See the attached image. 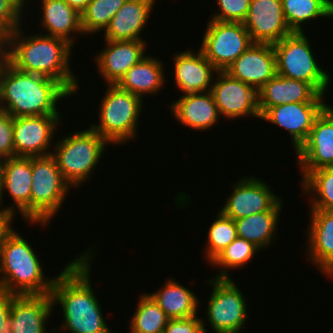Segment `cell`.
<instances>
[{
    "label": "cell",
    "instance_id": "1",
    "mask_svg": "<svg viewBox=\"0 0 333 333\" xmlns=\"http://www.w3.org/2000/svg\"><path fill=\"white\" fill-rule=\"evenodd\" d=\"M93 250L90 246L55 276L51 297L55 307L60 304L64 319L57 330L63 329L71 333H113L103 318L102 306L92 288L90 272L95 258Z\"/></svg>",
    "mask_w": 333,
    "mask_h": 333
},
{
    "label": "cell",
    "instance_id": "2",
    "mask_svg": "<svg viewBox=\"0 0 333 333\" xmlns=\"http://www.w3.org/2000/svg\"><path fill=\"white\" fill-rule=\"evenodd\" d=\"M6 43L7 61L16 69L51 78L77 93L79 81L70 66L73 46L67 41L40 33L24 36L21 25L6 36Z\"/></svg>",
    "mask_w": 333,
    "mask_h": 333
},
{
    "label": "cell",
    "instance_id": "3",
    "mask_svg": "<svg viewBox=\"0 0 333 333\" xmlns=\"http://www.w3.org/2000/svg\"><path fill=\"white\" fill-rule=\"evenodd\" d=\"M69 96L73 95L60 82L20 71L8 61L1 70L0 109L13 118L60 115L57 105Z\"/></svg>",
    "mask_w": 333,
    "mask_h": 333
},
{
    "label": "cell",
    "instance_id": "4",
    "mask_svg": "<svg viewBox=\"0 0 333 333\" xmlns=\"http://www.w3.org/2000/svg\"><path fill=\"white\" fill-rule=\"evenodd\" d=\"M27 241L15 228L4 238L0 248V291L13 295L51 294L55 276L44 275L39 255Z\"/></svg>",
    "mask_w": 333,
    "mask_h": 333
},
{
    "label": "cell",
    "instance_id": "5",
    "mask_svg": "<svg viewBox=\"0 0 333 333\" xmlns=\"http://www.w3.org/2000/svg\"><path fill=\"white\" fill-rule=\"evenodd\" d=\"M51 155L64 180L73 188L89 181L110 143L90 127L58 139Z\"/></svg>",
    "mask_w": 333,
    "mask_h": 333
},
{
    "label": "cell",
    "instance_id": "6",
    "mask_svg": "<svg viewBox=\"0 0 333 333\" xmlns=\"http://www.w3.org/2000/svg\"><path fill=\"white\" fill-rule=\"evenodd\" d=\"M100 100L99 124L90 128L110 144L121 145L137 137L138 121L143 112V99L121 89L117 84H107ZM128 141V142H127Z\"/></svg>",
    "mask_w": 333,
    "mask_h": 333
},
{
    "label": "cell",
    "instance_id": "7",
    "mask_svg": "<svg viewBox=\"0 0 333 333\" xmlns=\"http://www.w3.org/2000/svg\"><path fill=\"white\" fill-rule=\"evenodd\" d=\"M30 224L48 227L72 188L50 155L31 157Z\"/></svg>",
    "mask_w": 333,
    "mask_h": 333
},
{
    "label": "cell",
    "instance_id": "8",
    "mask_svg": "<svg viewBox=\"0 0 333 333\" xmlns=\"http://www.w3.org/2000/svg\"><path fill=\"white\" fill-rule=\"evenodd\" d=\"M278 75L305 81L321 95L331 82L329 72L323 69L312 53L310 38L303 32H293L273 44Z\"/></svg>",
    "mask_w": 333,
    "mask_h": 333
},
{
    "label": "cell",
    "instance_id": "9",
    "mask_svg": "<svg viewBox=\"0 0 333 333\" xmlns=\"http://www.w3.org/2000/svg\"><path fill=\"white\" fill-rule=\"evenodd\" d=\"M212 293L206 310V321L215 333H239L247 324L248 309L245 295L233 278H211Z\"/></svg>",
    "mask_w": 333,
    "mask_h": 333
},
{
    "label": "cell",
    "instance_id": "10",
    "mask_svg": "<svg viewBox=\"0 0 333 333\" xmlns=\"http://www.w3.org/2000/svg\"><path fill=\"white\" fill-rule=\"evenodd\" d=\"M209 20L199 50L218 71H225L253 42L243 22Z\"/></svg>",
    "mask_w": 333,
    "mask_h": 333
},
{
    "label": "cell",
    "instance_id": "11",
    "mask_svg": "<svg viewBox=\"0 0 333 333\" xmlns=\"http://www.w3.org/2000/svg\"><path fill=\"white\" fill-rule=\"evenodd\" d=\"M61 115H38L13 118L14 157H37L52 153L55 130ZM50 150V151H49Z\"/></svg>",
    "mask_w": 333,
    "mask_h": 333
},
{
    "label": "cell",
    "instance_id": "12",
    "mask_svg": "<svg viewBox=\"0 0 333 333\" xmlns=\"http://www.w3.org/2000/svg\"><path fill=\"white\" fill-rule=\"evenodd\" d=\"M211 93L220 115L229 121L247 116L261 118L257 91L226 71L216 73Z\"/></svg>",
    "mask_w": 333,
    "mask_h": 333
},
{
    "label": "cell",
    "instance_id": "13",
    "mask_svg": "<svg viewBox=\"0 0 333 333\" xmlns=\"http://www.w3.org/2000/svg\"><path fill=\"white\" fill-rule=\"evenodd\" d=\"M230 187L233 190L219 210L233 220L268 211L281 199L255 176H243Z\"/></svg>",
    "mask_w": 333,
    "mask_h": 333
},
{
    "label": "cell",
    "instance_id": "14",
    "mask_svg": "<svg viewBox=\"0 0 333 333\" xmlns=\"http://www.w3.org/2000/svg\"><path fill=\"white\" fill-rule=\"evenodd\" d=\"M296 155L302 179L316 169L333 167V106L327 105L316 117Z\"/></svg>",
    "mask_w": 333,
    "mask_h": 333
},
{
    "label": "cell",
    "instance_id": "15",
    "mask_svg": "<svg viewBox=\"0 0 333 333\" xmlns=\"http://www.w3.org/2000/svg\"><path fill=\"white\" fill-rule=\"evenodd\" d=\"M244 27L253 43L275 44L292 34L282 7V0H251Z\"/></svg>",
    "mask_w": 333,
    "mask_h": 333
},
{
    "label": "cell",
    "instance_id": "16",
    "mask_svg": "<svg viewBox=\"0 0 333 333\" xmlns=\"http://www.w3.org/2000/svg\"><path fill=\"white\" fill-rule=\"evenodd\" d=\"M32 184L31 157H12L2 160L0 210L15 216L21 214L30 223V194ZM6 192L12 198V205L2 208V199ZM11 205V206H10ZM17 209H16V208Z\"/></svg>",
    "mask_w": 333,
    "mask_h": 333
},
{
    "label": "cell",
    "instance_id": "17",
    "mask_svg": "<svg viewBox=\"0 0 333 333\" xmlns=\"http://www.w3.org/2000/svg\"><path fill=\"white\" fill-rule=\"evenodd\" d=\"M326 103H288L270 107L260 119L289 132L295 152L306 142L314 120Z\"/></svg>",
    "mask_w": 333,
    "mask_h": 333
},
{
    "label": "cell",
    "instance_id": "18",
    "mask_svg": "<svg viewBox=\"0 0 333 333\" xmlns=\"http://www.w3.org/2000/svg\"><path fill=\"white\" fill-rule=\"evenodd\" d=\"M105 47L95 56L101 78L106 84H117L138 63L147 48L145 40H104Z\"/></svg>",
    "mask_w": 333,
    "mask_h": 333
},
{
    "label": "cell",
    "instance_id": "19",
    "mask_svg": "<svg viewBox=\"0 0 333 333\" xmlns=\"http://www.w3.org/2000/svg\"><path fill=\"white\" fill-rule=\"evenodd\" d=\"M225 71L258 91L277 74L273 45L253 43Z\"/></svg>",
    "mask_w": 333,
    "mask_h": 333
},
{
    "label": "cell",
    "instance_id": "20",
    "mask_svg": "<svg viewBox=\"0 0 333 333\" xmlns=\"http://www.w3.org/2000/svg\"><path fill=\"white\" fill-rule=\"evenodd\" d=\"M258 110L262 116L270 107L288 103H325L311 84L276 74L258 91Z\"/></svg>",
    "mask_w": 333,
    "mask_h": 333
},
{
    "label": "cell",
    "instance_id": "21",
    "mask_svg": "<svg viewBox=\"0 0 333 333\" xmlns=\"http://www.w3.org/2000/svg\"><path fill=\"white\" fill-rule=\"evenodd\" d=\"M174 54L173 76L176 87L183 94L211 91L214 75L218 70L203 53L187 49Z\"/></svg>",
    "mask_w": 333,
    "mask_h": 333
},
{
    "label": "cell",
    "instance_id": "22",
    "mask_svg": "<svg viewBox=\"0 0 333 333\" xmlns=\"http://www.w3.org/2000/svg\"><path fill=\"white\" fill-rule=\"evenodd\" d=\"M308 259L320 273L333 278V211L309 209Z\"/></svg>",
    "mask_w": 333,
    "mask_h": 333
},
{
    "label": "cell",
    "instance_id": "23",
    "mask_svg": "<svg viewBox=\"0 0 333 333\" xmlns=\"http://www.w3.org/2000/svg\"><path fill=\"white\" fill-rule=\"evenodd\" d=\"M54 308L51 294H11L10 326L12 333H49L45 324Z\"/></svg>",
    "mask_w": 333,
    "mask_h": 333
},
{
    "label": "cell",
    "instance_id": "24",
    "mask_svg": "<svg viewBox=\"0 0 333 333\" xmlns=\"http://www.w3.org/2000/svg\"><path fill=\"white\" fill-rule=\"evenodd\" d=\"M169 108L181 126L193 130H209L221 118L211 91L183 94Z\"/></svg>",
    "mask_w": 333,
    "mask_h": 333
},
{
    "label": "cell",
    "instance_id": "25",
    "mask_svg": "<svg viewBox=\"0 0 333 333\" xmlns=\"http://www.w3.org/2000/svg\"><path fill=\"white\" fill-rule=\"evenodd\" d=\"M156 0H126L103 31L104 40H143ZM141 33V34H140Z\"/></svg>",
    "mask_w": 333,
    "mask_h": 333
},
{
    "label": "cell",
    "instance_id": "26",
    "mask_svg": "<svg viewBox=\"0 0 333 333\" xmlns=\"http://www.w3.org/2000/svg\"><path fill=\"white\" fill-rule=\"evenodd\" d=\"M41 2L43 14L40 24L44 29L41 34H45L46 30L45 35L61 38L74 46L75 34L83 35L81 14L64 0H40V4Z\"/></svg>",
    "mask_w": 333,
    "mask_h": 333
},
{
    "label": "cell",
    "instance_id": "27",
    "mask_svg": "<svg viewBox=\"0 0 333 333\" xmlns=\"http://www.w3.org/2000/svg\"><path fill=\"white\" fill-rule=\"evenodd\" d=\"M158 58L145 55L132 66L117 85L134 95H155L163 88L165 80L164 64Z\"/></svg>",
    "mask_w": 333,
    "mask_h": 333
},
{
    "label": "cell",
    "instance_id": "28",
    "mask_svg": "<svg viewBox=\"0 0 333 333\" xmlns=\"http://www.w3.org/2000/svg\"><path fill=\"white\" fill-rule=\"evenodd\" d=\"M282 198L268 211L252 214L248 217L236 219L237 236L252 242L261 250L276 241L280 214H282ZM276 235V236H275Z\"/></svg>",
    "mask_w": 333,
    "mask_h": 333
},
{
    "label": "cell",
    "instance_id": "29",
    "mask_svg": "<svg viewBox=\"0 0 333 333\" xmlns=\"http://www.w3.org/2000/svg\"><path fill=\"white\" fill-rule=\"evenodd\" d=\"M149 295L170 319L189 318L198 313L200 300L197 295L174 278L167 279L161 289Z\"/></svg>",
    "mask_w": 333,
    "mask_h": 333
},
{
    "label": "cell",
    "instance_id": "30",
    "mask_svg": "<svg viewBox=\"0 0 333 333\" xmlns=\"http://www.w3.org/2000/svg\"><path fill=\"white\" fill-rule=\"evenodd\" d=\"M283 14L292 32L303 33V24L333 17V0H282Z\"/></svg>",
    "mask_w": 333,
    "mask_h": 333
},
{
    "label": "cell",
    "instance_id": "31",
    "mask_svg": "<svg viewBox=\"0 0 333 333\" xmlns=\"http://www.w3.org/2000/svg\"><path fill=\"white\" fill-rule=\"evenodd\" d=\"M138 301L131 316L130 333H163L170 318L149 294L143 293Z\"/></svg>",
    "mask_w": 333,
    "mask_h": 333
},
{
    "label": "cell",
    "instance_id": "32",
    "mask_svg": "<svg viewBox=\"0 0 333 333\" xmlns=\"http://www.w3.org/2000/svg\"><path fill=\"white\" fill-rule=\"evenodd\" d=\"M302 181V192L312 194L310 209L333 211V167L311 171Z\"/></svg>",
    "mask_w": 333,
    "mask_h": 333
},
{
    "label": "cell",
    "instance_id": "33",
    "mask_svg": "<svg viewBox=\"0 0 333 333\" xmlns=\"http://www.w3.org/2000/svg\"><path fill=\"white\" fill-rule=\"evenodd\" d=\"M257 252H260V248L252 242L241 237L235 238L232 243L209 263L213 268L221 267L214 278H232L229 276V270L245 267L248 262L253 260Z\"/></svg>",
    "mask_w": 333,
    "mask_h": 333
},
{
    "label": "cell",
    "instance_id": "34",
    "mask_svg": "<svg viewBox=\"0 0 333 333\" xmlns=\"http://www.w3.org/2000/svg\"><path fill=\"white\" fill-rule=\"evenodd\" d=\"M125 2L126 0H91L81 13L83 34L94 35L105 30Z\"/></svg>",
    "mask_w": 333,
    "mask_h": 333
},
{
    "label": "cell",
    "instance_id": "35",
    "mask_svg": "<svg viewBox=\"0 0 333 333\" xmlns=\"http://www.w3.org/2000/svg\"><path fill=\"white\" fill-rule=\"evenodd\" d=\"M208 228L207 247L204 248L207 262H211L221 251L237 238L235 221L226 217L220 210Z\"/></svg>",
    "mask_w": 333,
    "mask_h": 333
},
{
    "label": "cell",
    "instance_id": "36",
    "mask_svg": "<svg viewBox=\"0 0 333 333\" xmlns=\"http://www.w3.org/2000/svg\"><path fill=\"white\" fill-rule=\"evenodd\" d=\"M27 0H0V35L7 36L21 26ZM23 8V9H22Z\"/></svg>",
    "mask_w": 333,
    "mask_h": 333
},
{
    "label": "cell",
    "instance_id": "37",
    "mask_svg": "<svg viewBox=\"0 0 333 333\" xmlns=\"http://www.w3.org/2000/svg\"><path fill=\"white\" fill-rule=\"evenodd\" d=\"M251 0H216L218 13L211 16V20L243 22L248 14Z\"/></svg>",
    "mask_w": 333,
    "mask_h": 333
},
{
    "label": "cell",
    "instance_id": "38",
    "mask_svg": "<svg viewBox=\"0 0 333 333\" xmlns=\"http://www.w3.org/2000/svg\"><path fill=\"white\" fill-rule=\"evenodd\" d=\"M14 157L13 117L0 109V159Z\"/></svg>",
    "mask_w": 333,
    "mask_h": 333
},
{
    "label": "cell",
    "instance_id": "39",
    "mask_svg": "<svg viewBox=\"0 0 333 333\" xmlns=\"http://www.w3.org/2000/svg\"><path fill=\"white\" fill-rule=\"evenodd\" d=\"M205 320L196 316L169 319L163 333H207Z\"/></svg>",
    "mask_w": 333,
    "mask_h": 333
},
{
    "label": "cell",
    "instance_id": "40",
    "mask_svg": "<svg viewBox=\"0 0 333 333\" xmlns=\"http://www.w3.org/2000/svg\"><path fill=\"white\" fill-rule=\"evenodd\" d=\"M11 294L0 291V333H12L10 326Z\"/></svg>",
    "mask_w": 333,
    "mask_h": 333
},
{
    "label": "cell",
    "instance_id": "41",
    "mask_svg": "<svg viewBox=\"0 0 333 333\" xmlns=\"http://www.w3.org/2000/svg\"><path fill=\"white\" fill-rule=\"evenodd\" d=\"M15 216L5 210H0V248L3 244L4 238L14 228L12 221Z\"/></svg>",
    "mask_w": 333,
    "mask_h": 333
},
{
    "label": "cell",
    "instance_id": "42",
    "mask_svg": "<svg viewBox=\"0 0 333 333\" xmlns=\"http://www.w3.org/2000/svg\"><path fill=\"white\" fill-rule=\"evenodd\" d=\"M6 62H7L6 37L0 35V73Z\"/></svg>",
    "mask_w": 333,
    "mask_h": 333
},
{
    "label": "cell",
    "instance_id": "43",
    "mask_svg": "<svg viewBox=\"0 0 333 333\" xmlns=\"http://www.w3.org/2000/svg\"><path fill=\"white\" fill-rule=\"evenodd\" d=\"M69 6L77 10L80 14L85 10L91 0H64Z\"/></svg>",
    "mask_w": 333,
    "mask_h": 333
},
{
    "label": "cell",
    "instance_id": "44",
    "mask_svg": "<svg viewBox=\"0 0 333 333\" xmlns=\"http://www.w3.org/2000/svg\"><path fill=\"white\" fill-rule=\"evenodd\" d=\"M2 159H0V188H1Z\"/></svg>",
    "mask_w": 333,
    "mask_h": 333
}]
</instances>
